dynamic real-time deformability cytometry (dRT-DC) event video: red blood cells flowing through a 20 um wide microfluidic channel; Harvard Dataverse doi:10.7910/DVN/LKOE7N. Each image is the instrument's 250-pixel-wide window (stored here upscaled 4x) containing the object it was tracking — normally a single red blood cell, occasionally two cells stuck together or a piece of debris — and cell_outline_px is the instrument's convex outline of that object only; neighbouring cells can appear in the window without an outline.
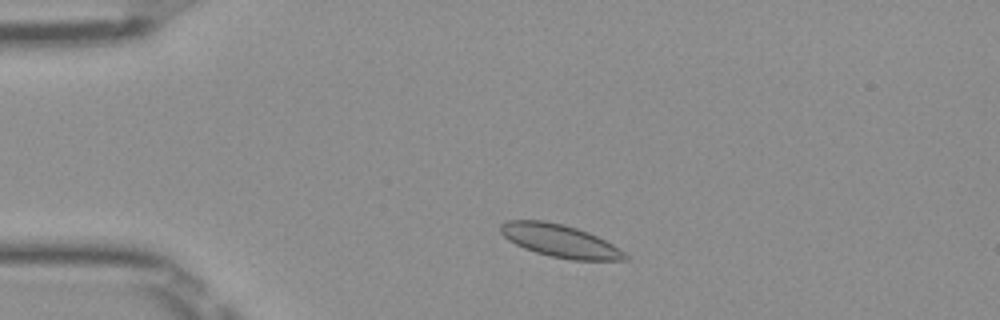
{"species": "Egyptian fruit bat (a non-hibernating species)", "species_latin": "Rousettus aegyptiacus", "temperature_condition": "room temperature", "stored_images_in_passage": 46, "camera_frame_rate_fps": 3000, "um_per_image_px": 0.085, "frame": {"image": 1, "passage_image": 6, "time_ms": 1.667, "image_size_px": [1000, 320], "cell_outline_px": [[632, 260], [572, 260], [552, 256], [536, 252], [524, 248], [508, 240], [500, 232], [500, 224], [508, 220], [544, 220], [564, 224], [588, 232], [612, 244], [624, 252]], "centroid_in_image_um": [47.59, 20.46], "position_along_channel_um": 37.4, "area_um2": 23.64}}
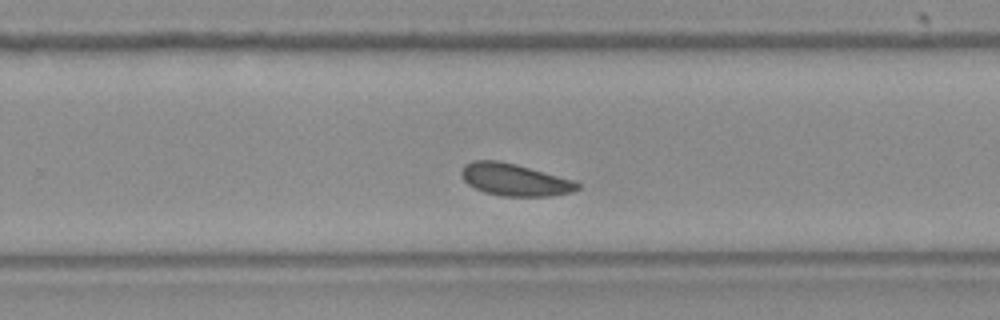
{"frame": {"image": 2, "passage_image": 28, "time_ms": 9.0, "image_size_px": [1000, 320], "cell_outline_px": [[580, 188], [572, 192], [548, 196], [504, 196], [484, 192], [468, 184], [464, 180], [460, 172], [464, 164], [472, 160], [500, 160], [516, 164], [576, 180], [580, 184]], "centroid_in_image_um": [43.76, 15.26], "position_along_channel_um": 286.0, "area_um2": 21.91}}
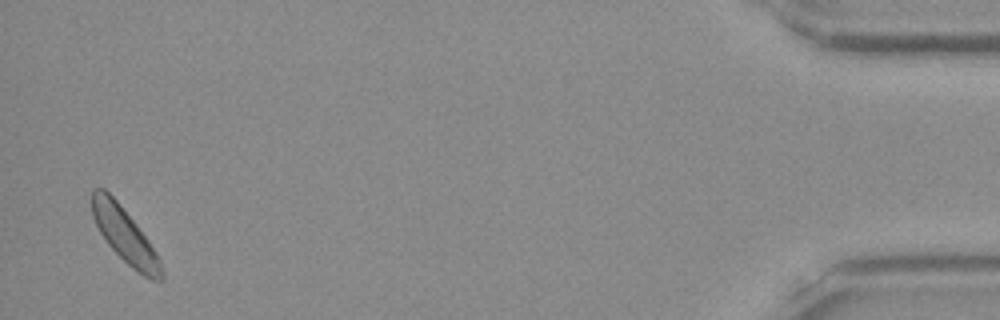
{"frame": {"image": 3, "passage_image": 45, "time_ms": 14.667, "image_size_px": [1000, 320], "cell_outline_px": [[164, 280], [152, 280], [136, 272], [108, 244], [100, 232], [92, 216], [92, 188], [104, 188], [116, 200], [136, 224], [148, 240], [156, 252], [160, 260], [164, 272]], "centroid_in_image_um": [10.63, 20.03], "position_along_channel_um": 424.6, "area_um2": 21.91}, "authors_computed_cell_mechanics": {"area_um2": 21.9062, "velocity_mm_per_s": 3.9278, "shape_relaxation_time_tau1_ms": 4.941, "shape_relaxation_time_tau2_ms": null, "deformation_change_tau1": 0.0778, "deformation_change_tau2": null}}